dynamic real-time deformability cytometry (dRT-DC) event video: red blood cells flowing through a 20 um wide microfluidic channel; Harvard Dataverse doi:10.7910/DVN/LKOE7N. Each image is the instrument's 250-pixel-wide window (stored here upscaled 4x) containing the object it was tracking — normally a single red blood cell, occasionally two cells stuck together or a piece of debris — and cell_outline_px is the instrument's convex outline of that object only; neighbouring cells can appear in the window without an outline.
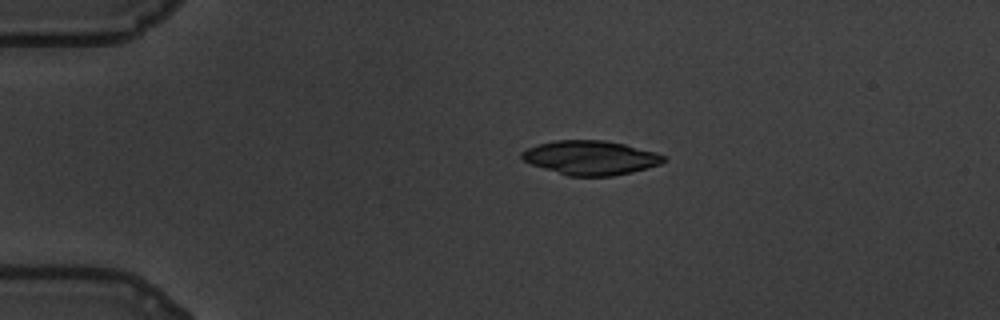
{"species": "common noctule bat (a hibernating species)", "species_latin": "Nyctalus noctula", "temperature_condition": "warm", "stored_images_in_passage": 47, "camera_frame_rate_fps": 3000, "um_per_image_px": 0.085, "animal": {"sex": "male", "body_mass_g": 19.5, "forearm_length_mm": 54.6}, "frame": {"image": 1, "passage_image": 1, "time_ms": 0.0, "image_size_px": [1000, 320], "cell_outline_px": [[668, 160], [660, 164], [648, 168], [632, 172], [612, 176], [568, 176], [532, 164], [524, 160], [520, 156], [520, 152], [528, 148], [540, 144], [556, 140], [604, 140], [624, 144], [656, 152], [668, 156]], "centroid_in_image_um": [50.26, 13.41], "position_along_channel_um": 34.7, "area_um2": 28.26}}
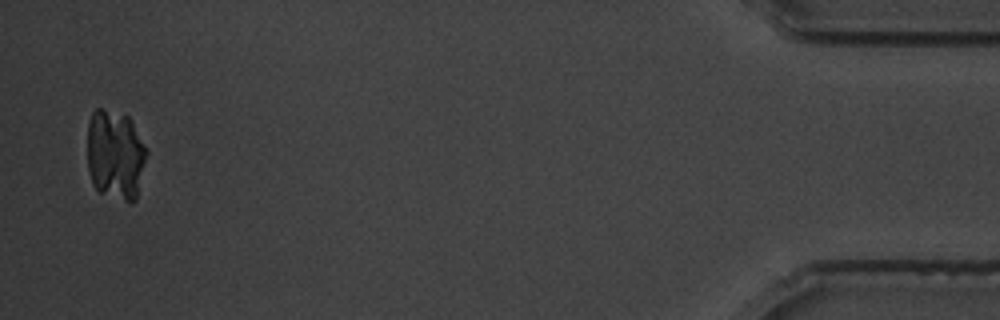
{"frame": {"image": 2, "passage_image": 46, "time_ms": 15.0, "image_size_px": [1000, 320], "cell_outline_px": [[148, 152], [136, 200], [132, 204], [100, 192], [96, 188], [92, 180], [88, 168], [88, 124], [92, 112], [96, 108], [100, 108], [128, 116], [132, 120]], "centroid_in_image_um": [9.82, 13.16], "position_along_channel_um": 425.4, "area_um2": 31.21}}